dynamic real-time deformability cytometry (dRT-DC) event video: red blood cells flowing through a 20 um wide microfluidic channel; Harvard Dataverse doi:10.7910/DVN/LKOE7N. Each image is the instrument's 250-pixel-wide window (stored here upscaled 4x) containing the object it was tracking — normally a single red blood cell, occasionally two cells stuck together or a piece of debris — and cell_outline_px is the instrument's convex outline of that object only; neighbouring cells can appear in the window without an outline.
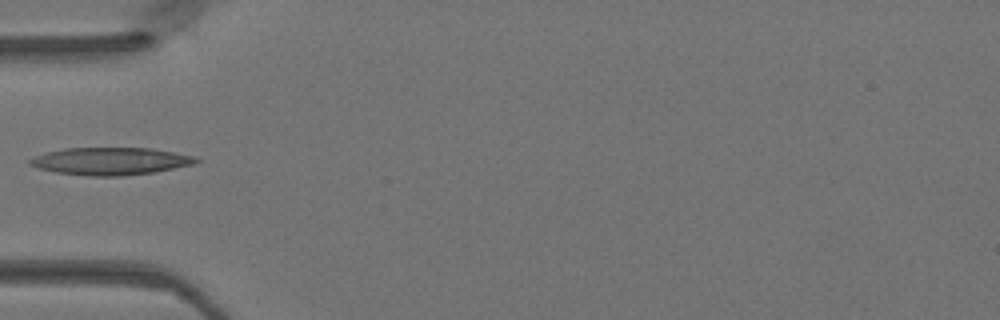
{"species": "Egyptian fruit bat (a non-hibernating species)", "species_latin": "Rousettus aegyptiacus", "temperature_condition": "warm", "stored_images_in_passage": 33, "camera_frame_rate_fps": 3000, "um_per_image_px": 0.085, "animal": {"sex": "female"}, "frame": {"image": 1, "passage_image": 1, "time_ms": 0.0, "image_size_px": [1000, 320], "cell_outline_px": [[200, 160], [192, 164], [156, 172], [124, 176], [92, 176], [56, 172], [40, 168], [28, 164], [28, 160], [36, 156], [48, 152], [64, 148], [148, 148], [196, 156]], "centroid_in_image_um": [9.4, 13.7], "position_along_channel_um": 75.6, "area_um2": 26.36}}
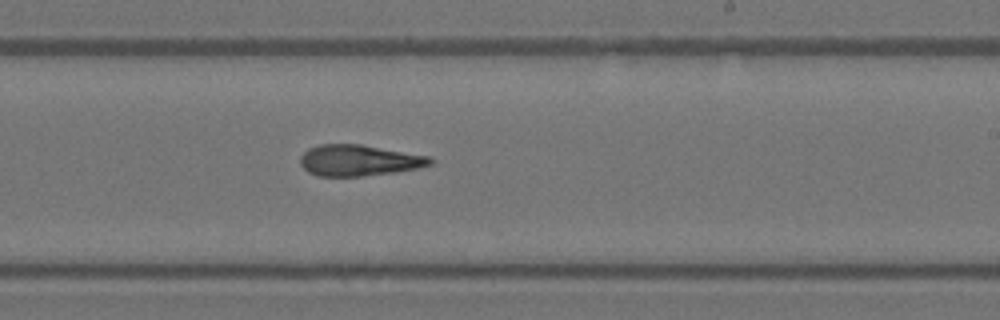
{"frame": {"image": 2, "passage_image": 14, "time_ms": 4.333, "image_size_px": [1000, 320], "cell_outline_px": [[436, 160], [432, 164], [416, 168], [392, 172], [360, 176], [316, 176], [308, 172], [300, 164], [300, 156], [308, 148], [320, 144], [360, 144], [432, 156]], "centroid_in_image_um": [30.52, 13.62], "position_along_channel_um": 258.5, "area_um2": 23.64}}
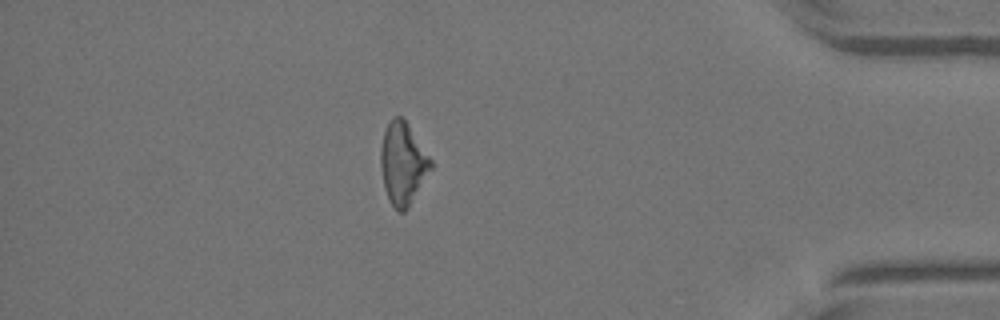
{"frame": {"image": 3, "passage_image": 27, "time_ms": 8.667, "image_size_px": [1000, 320], "cell_outline_px": [[432, 168], [408, 208], [404, 212], [396, 212], [388, 200], [384, 188], [380, 164], [380, 148], [384, 132], [392, 116], [400, 116], [408, 124], [432, 160]], "centroid_in_image_um": [34.22, 13.93], "position_along_channel_um": 401.0, "area_um2": 24.04}}